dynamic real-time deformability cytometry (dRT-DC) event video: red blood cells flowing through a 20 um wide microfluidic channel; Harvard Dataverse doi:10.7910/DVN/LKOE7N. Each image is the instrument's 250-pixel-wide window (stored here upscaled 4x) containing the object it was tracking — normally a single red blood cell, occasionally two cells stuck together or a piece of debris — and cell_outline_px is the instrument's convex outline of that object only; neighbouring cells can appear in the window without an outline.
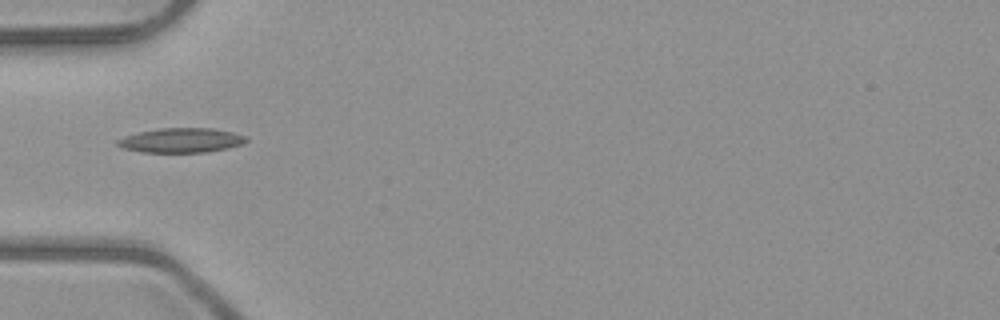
{"species": "common noctule bat (a hibernating species)", "species_latin": "Nyctalus noctula", "temperature_condition": "room temperature", "stored_images_in_passage": 7, "camera_frame_rate_fps": 3000, "um_per_image_px": 0.085, "animal": {"sex": "male", "body_mass_g": 23.1, "forearm_length_mm": 52.7}, "frame": {"image": 1, "passage_image": 6, "time_ms": 5.667, "image_size_px": [1000, 320], "cell_outline_px": [[248, 140], [244, 144], [228, 148], [204, 152], [144, 152], [124, 148], [116, 144], [116, 140], [124, 136], [136, 132], [160, 128], [212, 128], [232, 132], [244, 136]], "centroid_in_image_um": [15.39, 11.92], "position_along_channel_um": 69.6, "area_um2": 18.38}}
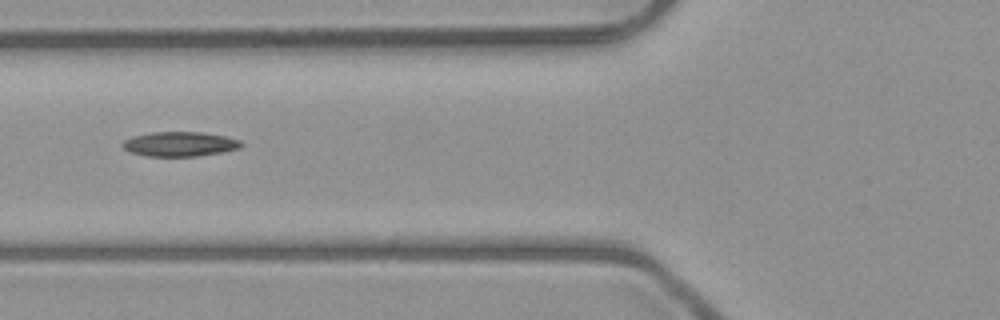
{"frame": {"image": 2, "passage_image": 7, "time_ms": 6.667, "image_size_px": [1000, 320], "cell_outline_px": [[244, 144], [240, 148], [220, 152], [196, 156], [144, 156], [132, 152], [124, 148], [120, 144], [124, 140], [132, 136], [152, 132], [200, 132], [224, 136], [240, 140]], "centroid_in_image_um": [15.26, 12.24], "position_along_channel_um": 110.5, "area_um2": 16.94}}